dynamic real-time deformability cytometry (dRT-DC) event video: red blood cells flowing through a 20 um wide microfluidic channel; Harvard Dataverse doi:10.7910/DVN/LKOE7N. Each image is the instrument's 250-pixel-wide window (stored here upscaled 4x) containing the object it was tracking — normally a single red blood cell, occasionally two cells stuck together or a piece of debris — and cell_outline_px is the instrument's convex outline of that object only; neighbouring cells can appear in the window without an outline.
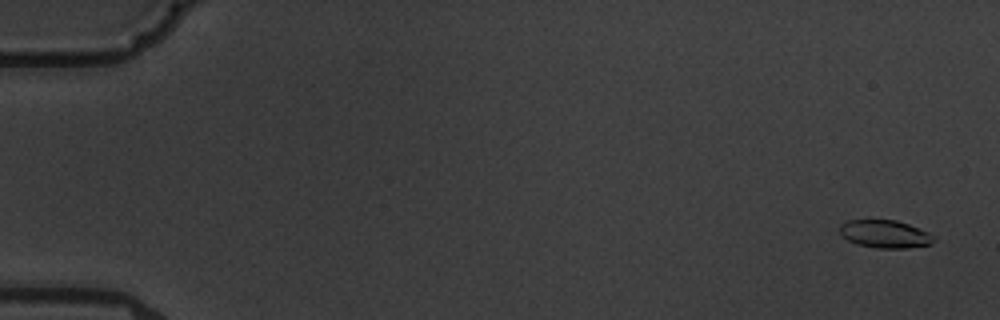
{"species": "common noctule bat (a hibernating species)", "species_latin": "Nyctalus noctula", "temperature_condition": "warm", "stored_images_in_passage": 8, "camera_frame_rate_fps": 3000, "um_per_image_px": 0.085, "animal": {"sex": "male", "body_mass_g": 19.5, "forearm_length_mm": 54.6}, "frame": {"image": 1, "passage_image": 1, "time_ms": 0.0, "image_size_px": [1000, 320], "cell_outline_px": [[936, 240], [932, 244], [908, 248], [876, 248], [856, 244], [848, 240], [840, 232], [840, 224], [848, 220], [896, 220], [908, 224], [928, 232], [936, 236]], "centroid_in_image_um": [75.26, 19.9], "position_along_channel_um": 9.7, "area_um2": 15.32}}
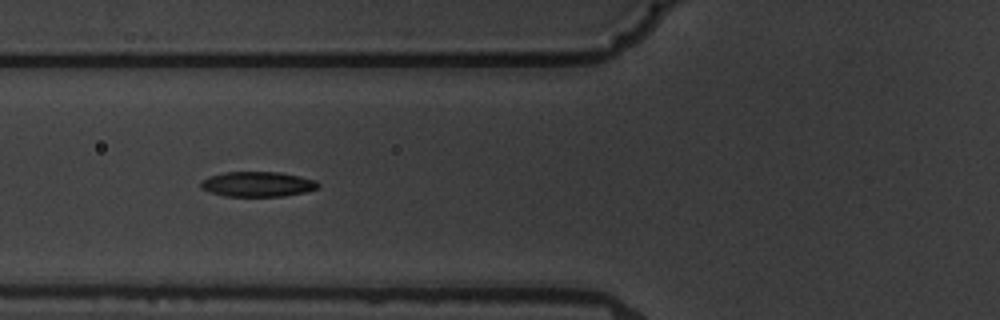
{"frame": {"image": 2, "passage_image": 7, "time_ms": 7.0, "image_size_px": [1000, 320], "cell_outline_px": [[320, 184], [316, 188], [304, 192], [284, 196], [224, 196], [200, 188], [200, 180], [208, 176], [224, 172], [280, 172], [300, 176], [316, 180]], "centroid_in_image_um": [21.86, 15.64], "position_along_channel_um": 103.9, "area_um2": 17.17}}
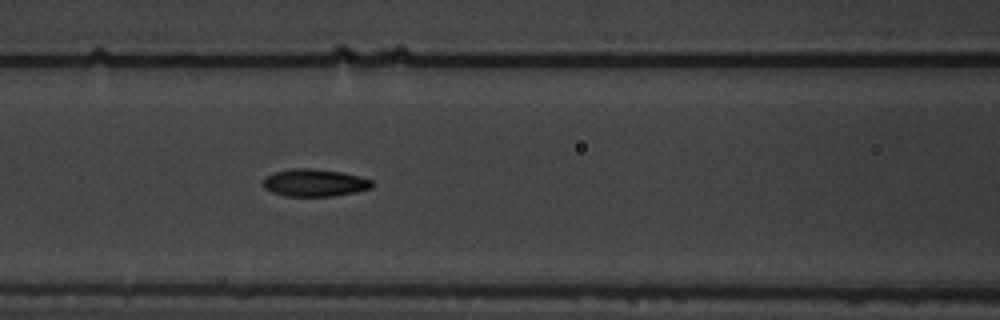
{"frame": {"image": 3, "passage_image": 8, "time_ms": 8.0, "image_size_px": [1000, 320], "cell_outline_px": [[372, 188], [356, 192], [332, 196], [288, 196], [272, 192], [264, 188], [264, 176], [276, 172], [292, 168], [312, 168], [340, 172], [372, 180]], "centroid_in_image_um": [26.72, 15.53], "position_along_channel_um": 139.9, "area_um2": 17.22}}